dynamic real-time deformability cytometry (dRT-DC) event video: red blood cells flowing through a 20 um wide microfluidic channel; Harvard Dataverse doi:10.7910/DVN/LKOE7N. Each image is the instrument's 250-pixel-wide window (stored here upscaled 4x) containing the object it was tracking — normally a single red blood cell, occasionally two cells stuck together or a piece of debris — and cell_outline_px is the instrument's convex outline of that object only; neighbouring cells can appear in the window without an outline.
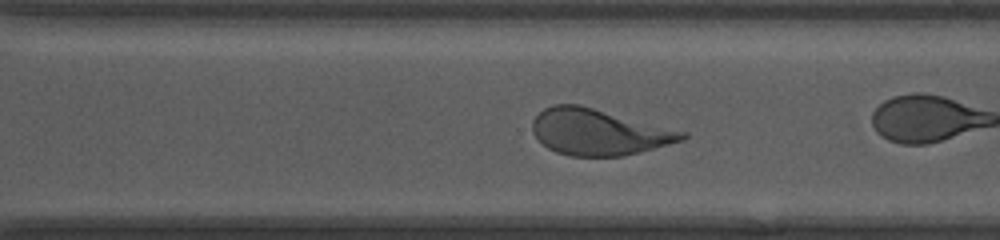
{"species": "human", "species_latin": "Homo sapiens", "temperature_condition": "room temperature", "stored_images_in_passage": 35, "camera_frame_rate_fps": 3000, "um_per_image_px": 0.085, "donor": {"sex": "female"}, "frame": {"image": 1, "passage_image": 30, "time_ms": 9.667, "image_size_px": [1000, 240], "cell_outline_px": [[688, 136], [684, 140], [640, 152], [620, 156], [568, 156], [556, 152], [548, 148], [532, 132], [532, 120], [544, 108], [556, 104], [580, 104], [688, 132]], "centroid_in_image_um": [50.9, 11.22], "position_along_channel_um": 319.7, "area_um2": 40.29}}